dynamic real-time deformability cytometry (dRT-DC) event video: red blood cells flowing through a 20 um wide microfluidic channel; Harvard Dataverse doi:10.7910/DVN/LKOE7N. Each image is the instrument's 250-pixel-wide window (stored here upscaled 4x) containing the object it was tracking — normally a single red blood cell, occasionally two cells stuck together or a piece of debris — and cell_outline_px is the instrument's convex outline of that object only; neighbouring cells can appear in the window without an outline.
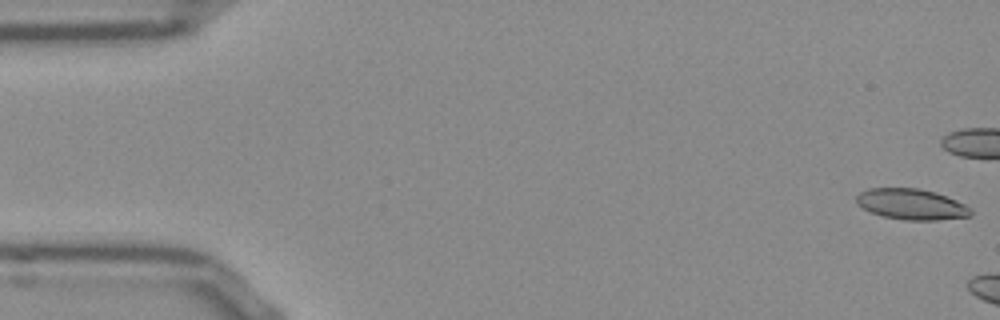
{"species": "Egyptian fruit bat (a non-hibernating species)", "species_latin": "Rousettus aegyptiacus", "temperature_condition": "room temperature", "stored_images_in_passage": 6, "camera_frame_rate_fps": 3000, "um_per_image_px": 0.085, "frame": {"image": 1, "passage_image": 1, "time_ms": 0.0, "image_size_px": [1000, 320], "cell_outline_px": [[972, 216], [940, 220], [904, 220], [884, 216], [872, 212], [856, 204], [856, 196], [860, 192], [868, 188], [916, 188], [932, 192], [956, 200], [972, 208]], "centroid_in_image_um": [77.48, 17.37], "position_along_channel_um": 7.5, "area_um2": 20.4}}